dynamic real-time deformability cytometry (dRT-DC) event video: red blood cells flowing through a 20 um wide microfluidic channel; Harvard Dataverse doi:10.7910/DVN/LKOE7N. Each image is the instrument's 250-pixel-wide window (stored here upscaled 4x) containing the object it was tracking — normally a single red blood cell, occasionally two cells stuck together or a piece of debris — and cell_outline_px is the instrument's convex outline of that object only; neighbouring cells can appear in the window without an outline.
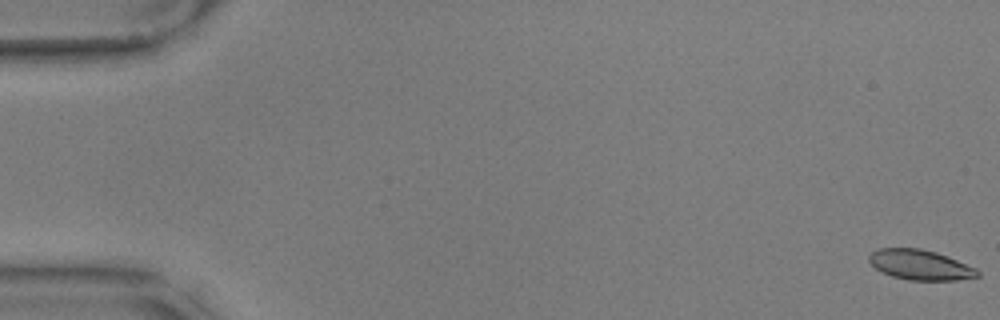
{"species": "common noctule bat (a hibernating species)", "species_latin": "Nyctalus noctula", "temperature_condition": "warm", "stored_images_in_passage": 17, "camera_frame_rate_fps": 3000, "um_per_image_px": 0.085, "animal": {"sex": "male", "body_mass_g": 17.9, "forearm_length_mm": 54.2}, "frame": {"image": 1, "passage_image": 1, "time_ms": 0.0, "image_size_px": [1000, 320], "cell_outline_px": [[980, 276], [956, 280], [908, 280], [892, 276], [880, 272], [868, 260], [868, 256], [872, 252], [880, 248], [920, 248], [936, 252], [976, 268], [980, 272]], "centroid_in_image_um": [78.2, 22.51], "position_along_channel_um": 6.8, "area_um2": 18.96}}
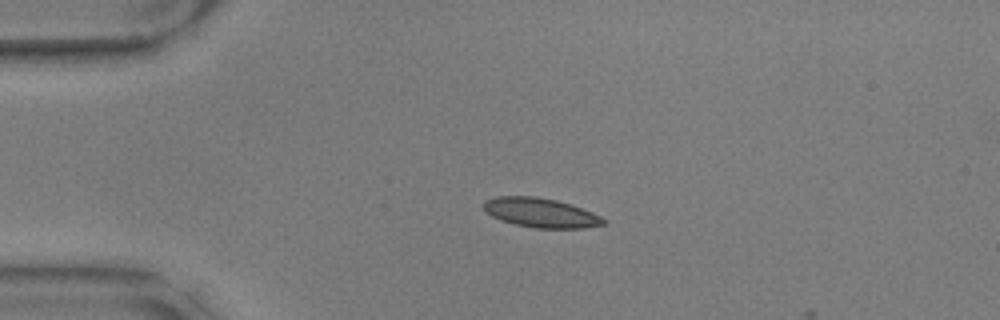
{"frame": {"image": 2, "passage_image": 14, "time_ms": 4.333, "image_size_px": [1000, 320], "cell_outline_px": [[608, 220], [604, 224], [584, 228], [536, 228], [516, 224], [500, 220], [492, 216], [484, 208], [484, 200], [496, 196], [536, 196], [556, 200], [572, 204], [592, 212]], "centroid_in_image_um": [45.98, 18.07], "position_along_channel_um": 39.0, "area_um2": 20.52}}